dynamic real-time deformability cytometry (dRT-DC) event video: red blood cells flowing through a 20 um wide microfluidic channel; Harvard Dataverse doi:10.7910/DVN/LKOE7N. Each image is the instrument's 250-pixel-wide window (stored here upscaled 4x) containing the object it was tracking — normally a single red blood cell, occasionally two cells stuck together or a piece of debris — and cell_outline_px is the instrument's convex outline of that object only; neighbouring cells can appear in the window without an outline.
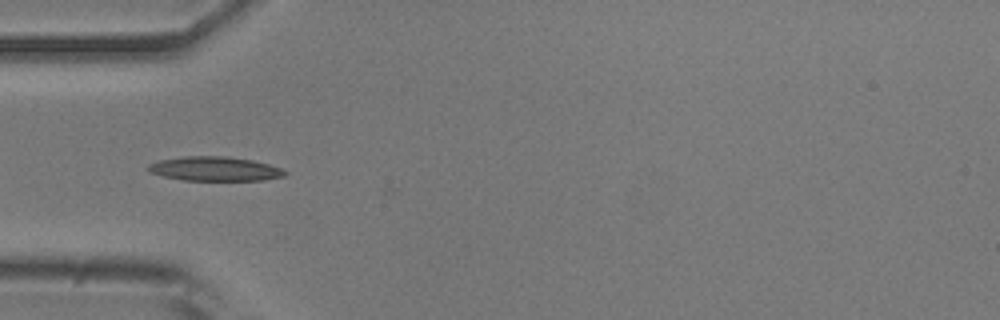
{"species": "common noctule bat (a hibernating species)", "species_latin": "Nyctalus noctula", "temperature_condition": "room temperature", "stored_images_in_passage": 38, "camera_frame_rate_fps": 3000, "um_per_image_px": 0.085, "animal": {"sex": "male", "body_mass_g": 20.5, "forearm_length_mm": 52.5}, "frame": {"image": 1, "passage_image": 2, "time_ms": 0.333, "image_size_px": [1000, 320], "cell_outline_px": [[288, 172], [284, 176], [264, 180], [184, 180], [164, 176], [148, 172], [144, 168], [148, 164], [160, 160], [184, 156], [224, 156], [252, 160], [268, 164], [280, 168]], "centroid_in_image_um": [18.22, 14.35], "position_along_channel_um": 66.8, "area_um2": 19.31}}
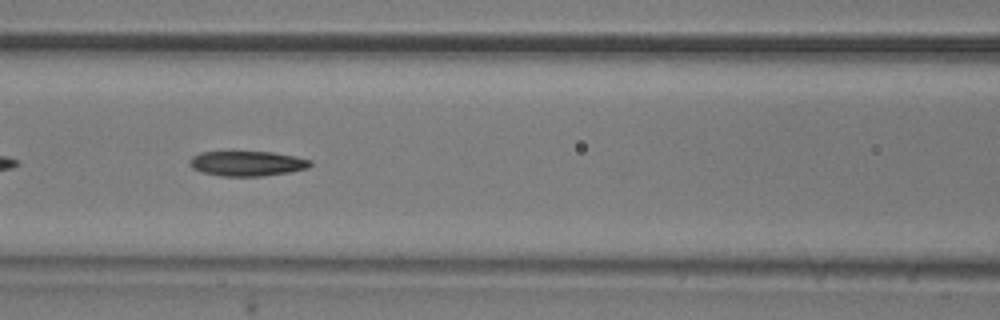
{"frame": {"image": 2, "passage_image": 8, "time_ms": 2.333, "image_size_px": [1000, 320], "cell_outline_px": [[312, 164], [308, 168], [292, 172], [260, 176], [220, 176], [204, 172], [192, 168], [188, 164], [188, 160], [192, 156], [200, 152], [272, 152], [312, 160]], "centroid_in_image_um": [21.0, 13.9], "position_along_channel_um": 145.6, "area_um2": 17.57}}
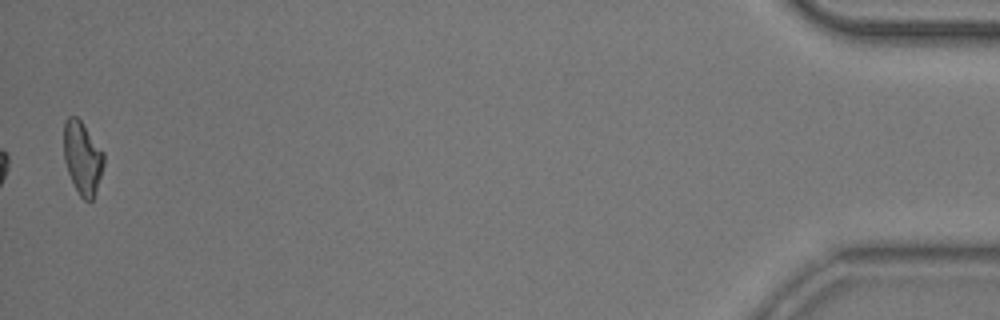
{"frame": {"image": 3, "passage_image": 37, "time_ms": 12.0, "image_size_px": [1000, 320], "cell_outline_px": [[104, 164], [92, 200], [84, 200], [80, 196], [68, 172], [64, 160], [64, 120], [68, 116], [76, 116], [80, 120], [104, 152]], "centroid_in_image_um": [6.99, 13.38], "position_along_channel_um": 428.2, "area_um2": 16.7}, "authors_computed_cell_mechanics": {"area_um2": 17.8602, "velocity_mm_per_s": 3.8921, "shape_relaxation_time_tau1_ms": 4.8001, "shape_relaxation_time_tau2_ms": 8.3917, "deformation_change_tau1": 0.1659, "deformation_change_tau2": 0.1745}}